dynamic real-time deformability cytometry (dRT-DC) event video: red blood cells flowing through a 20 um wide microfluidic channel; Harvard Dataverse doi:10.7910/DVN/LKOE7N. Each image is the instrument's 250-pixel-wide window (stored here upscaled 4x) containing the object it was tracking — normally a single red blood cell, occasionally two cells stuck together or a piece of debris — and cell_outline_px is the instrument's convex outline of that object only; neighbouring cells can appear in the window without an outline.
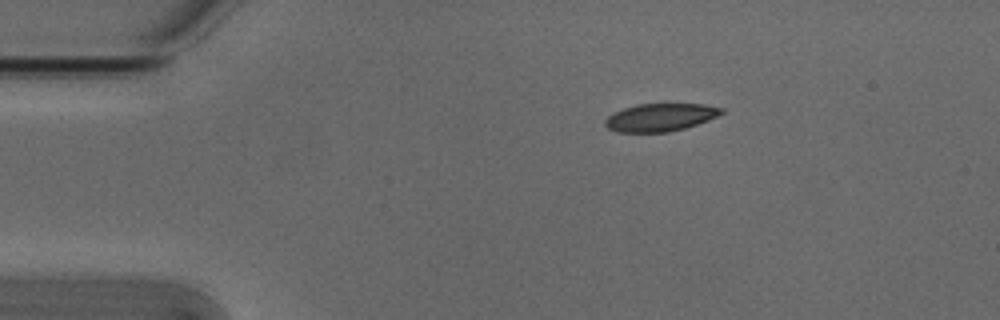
{"species": "Egyptian fruit bat (a non-hibernating species)", "species_latin": "Rousettus aegyptiacus", "temperature_condition": "cold", "stored_images_in_passage": 4, "camera_frame_rate_fps": 3000, "um_per_image_px": 0.085, "animal": {"sex": "male"}, "frame": {"image": 1, "passage_image": 1, "time_ms": 0.0, "image_size_px": [1000, 320], "cell_outline_px": [[724, 112], [708, 120], [684, 128], [668, 132], [616, 132], [608, 128], [604, 124], [604, 120], [612, 112], [636, 104], [704, 104], [724, 108]], "centroid_in_image_um": [56.09, 9.97], "position_along_channel_um": 28.9, "area_um2": 18.84}}
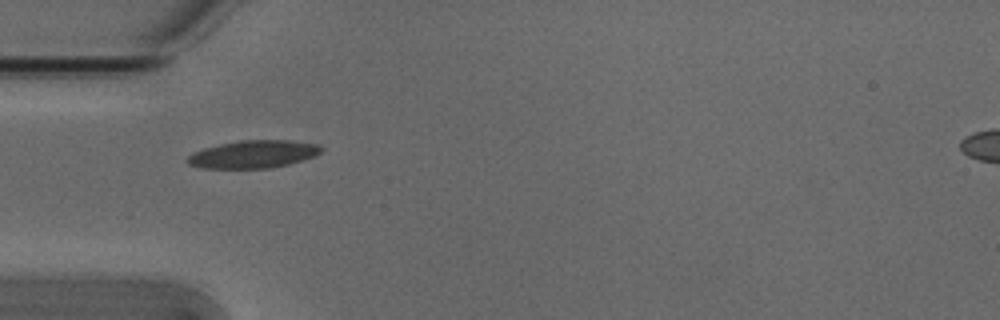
{"frame": {"image": 2, "passage_image": 3, "time_ms": 0.667, "image_size_px": [1000, 320], "cell_outline_px": [[324, 148], [320, 152], [312, 156], [288, 164], [268, 168], [200, 168], [188, 164], [184, 160], [192, 152], [204, 148], [220, 144], [244, 140], [288, 140], [316, 144]], "centroid_in_image_um": [21.46, 13.11], "position_along_channel_um": 63.5, "area_um2": 21.39}}